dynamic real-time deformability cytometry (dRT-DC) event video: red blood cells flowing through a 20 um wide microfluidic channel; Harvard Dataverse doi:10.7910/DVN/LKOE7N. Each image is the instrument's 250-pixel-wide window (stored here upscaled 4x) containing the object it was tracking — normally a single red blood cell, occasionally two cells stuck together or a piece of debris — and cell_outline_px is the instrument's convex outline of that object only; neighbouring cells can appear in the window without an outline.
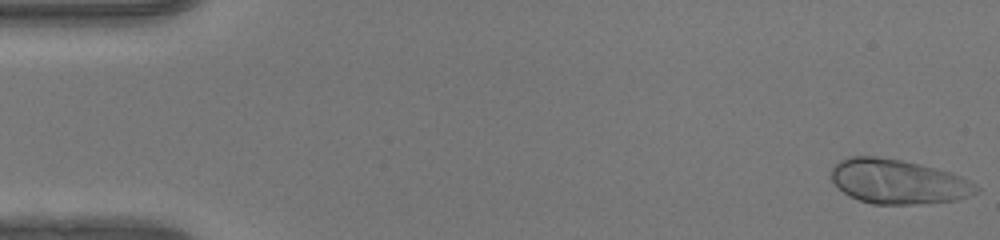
{"species": "human", "species_latin": "Homo sapiens", "temperature_condition": "warm", "stored_images_in_passage": 49, "camera_frame_rate_fps": 3000, "um_per_image_px": 0.085, "donor": {"sex": "female"}, "frame": {"image": 1, "passage_image": 1, "time_ms": 0.0, "image_size_px": [1000, 240], "cell_outline_px": [[980, 188], [976, 192], [968, 196], [956, 200], [912, 204], [872, 204], [848, 196], [832, 180], [832, 168], [840, 160], [848, 156], [876, 156], [900, 160], [920, 164], [936, 168], [960, 176]], "centroid_in_image_um": [76.3, 15.43], "position_along_channel_um": 8.7, "area_um2": 37.17}}
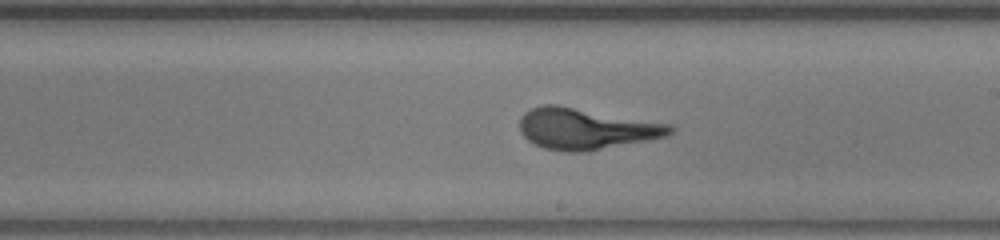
{"frame": {"image": 2, "passage_image": 28, "time_ms": 9.0, "image_size_px": [1000, 240], "cell_outline_px": [[676, 132], [668, 136], [588, 152], [568, 152], [544, 148], [528, 140], [520, 132], [520, 116], [524, 112], [532, 108], [544, 104], [560, 104], [672, 124], [676, 128]], "centroid_in_image_um": [49.85, 10.93], "position_along_channel_um": 239.1, "area_um2": 36.7}}
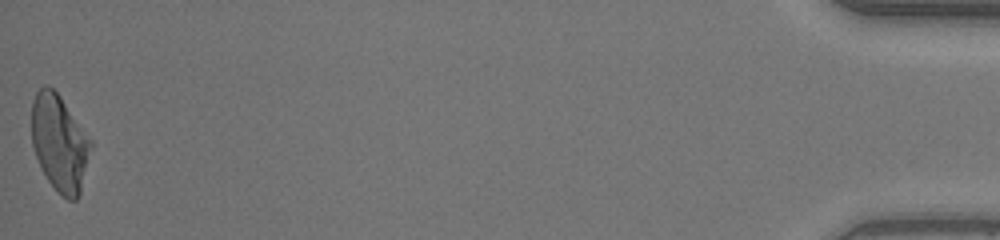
{"frame": {"image": 3, "passage_image": 49, "time_ms": 16.0, "image_size_px": [1000, 240], "cell_outline_px": [[92, 144], [80, 196], [76, 200], [68, 200], [48, 180], [40, 168], [32, 144], [32, 100], [36, 92], [44, 84], [48, 84], [60, 96], [92, 140]], "centroid_in_image_um": [5.06, 12.14], "position_along_channel_um": 430.1, "area_um2": 33.18}}